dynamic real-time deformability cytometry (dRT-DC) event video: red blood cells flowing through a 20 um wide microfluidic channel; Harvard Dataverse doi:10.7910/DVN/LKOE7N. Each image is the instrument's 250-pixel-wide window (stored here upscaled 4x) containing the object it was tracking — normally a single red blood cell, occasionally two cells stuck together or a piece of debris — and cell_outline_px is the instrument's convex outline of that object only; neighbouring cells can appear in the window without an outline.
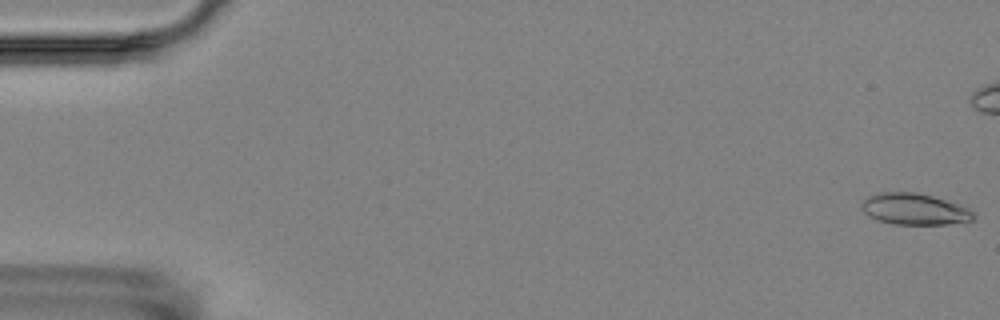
{"species": "Egyptian fruit bat (a non-hibernating species)", "species_latin": "Rousettus aegyptiacus", "temperature_condition": "room temperature", "stored_images_in_passage": 7, "camera_frame_rate_fps": 3000, "um_per_image_px": 0.085, "animal": {"sex": "female"}, "frame": {"image": 1, "passage_image": 1, "time_ms": 0.0, "image_size_px": [1000, 320], "cell_outline_px": [[976, 216], [972, 220], [948, 224], [896, 224], [876, 220], [868, 216], [860, 208], [860, 204], [868, 196], [880, 192], [916, 192], [932, 196], [968, 208], [976, 212]], "centroid_in_image_um": [77.7, 17.77], "position_along_channel_um": 7.3, "area_um2": 20.46}}
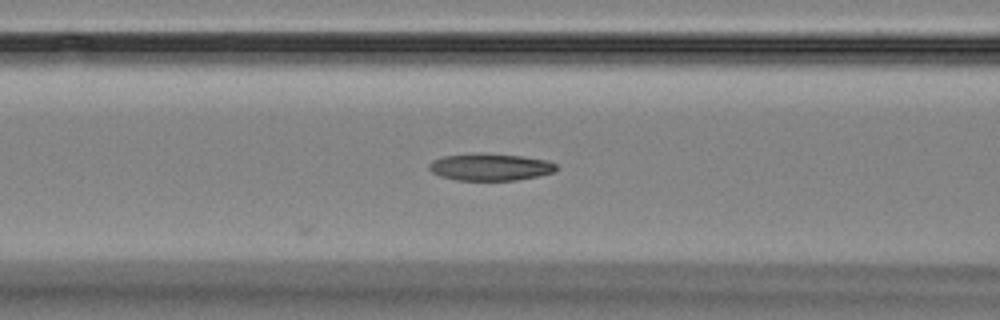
{"frame": {"image": 2, "passage_image": 6, "time_ms": 7.333, "image_size_px": [1000, 320], "cell_outline_px": [[556, 168], [552, 172], [536, 176], [516, 180], [456, 180], [440, 176], [432, 172], [428, 168], [428, 164], [432, 160], [444, 156], [520, 156], [548, 160], [556, 164]], "centroid_in_image_um": [41.66, 14.24], "position_along_channel_um": 124.9, "area_um2": 18.96}}